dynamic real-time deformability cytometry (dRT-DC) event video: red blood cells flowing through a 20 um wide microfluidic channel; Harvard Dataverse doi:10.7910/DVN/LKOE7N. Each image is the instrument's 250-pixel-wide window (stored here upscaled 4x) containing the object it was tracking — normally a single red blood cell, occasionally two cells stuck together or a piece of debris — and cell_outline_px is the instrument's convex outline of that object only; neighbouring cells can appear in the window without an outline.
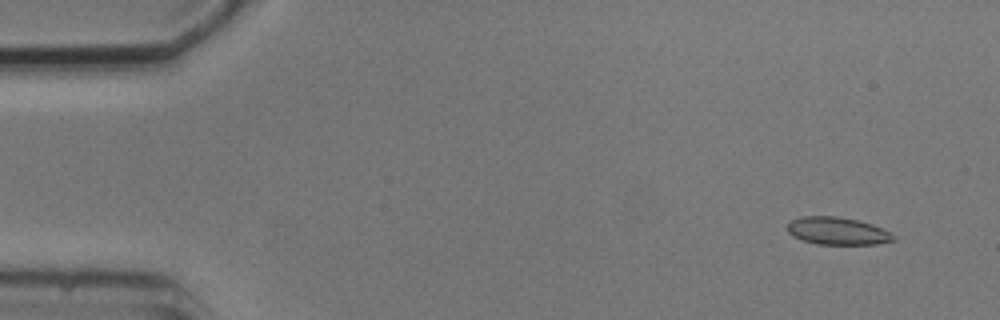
{"species": "common noctule bat (a hibernating species)", "species_latin": "Nyctalus noctula", "temperature_condition": "cold", "stored_images_in_passage": 8, "camera_frame_rate_fps": 3000, "um_per_image_px": 0.085, "animal": {"sex": "male", "body_mass_g": 20.5, "forearm_length_mm": 52.5}, "frame": {"image": 1, "passage_image": 1, "time_ms": 0.0, "image_size_px": [1000, 320], "cell_outline_px": [[896, 240], [876, 244], [816, 244], [800, 240], [792, 236], [788, 232], [788, 224], [792, 220], [800, 216], [836, 216], [856, 220], [872, 224], [896, 236]], "centroid_in_image_um": [71.15, 19.64], "position_along_channel_um": 13.8, "area_um2": 16.99}}
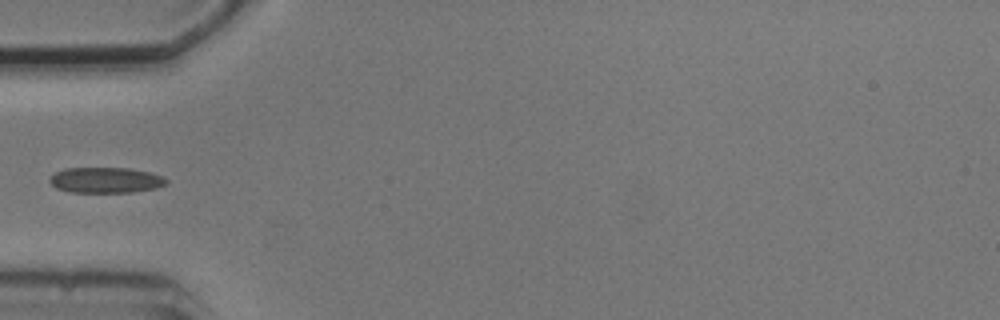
{"frame": {"image": 2, "passage_image": 5, "time_ms": 4.667, "image_size_px": [1000, 320], "cell_outline_px": [[168, 180], [164, 184], [156, 188], [132, 192], [72, 192], [56, 188], [48, 180], [56, 172], [64, 168], [128, 168], [148, 172], [164, 176]], "centroid_in_image_um": [8.98, 15.31], "position_along_channel_um": 76.0, "area_um2": 17.28}}
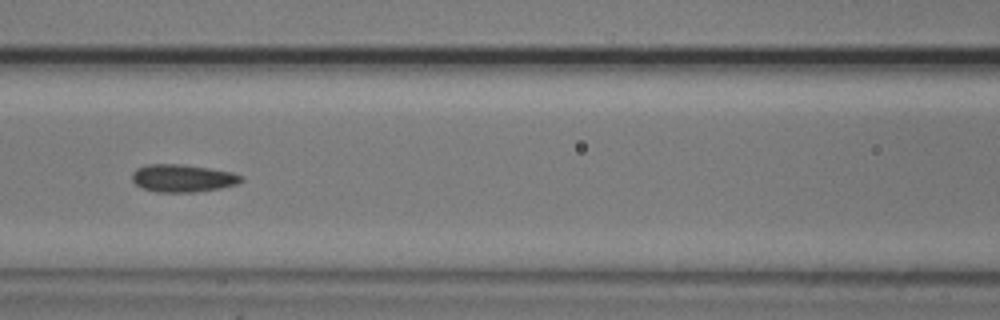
{"frame": {"image": 3, "passage_image": 7, "time_ms": 6.667, "image_size_px": [1000, 320], "cell_outline_px": [[244, 180], [236, 184], [220, 188], [192, 192], [156, 192], [144, 188], [136, 184], [132, 180], [132, 172], [136, 168], [148, 164], [180, 164], [208, 168], [232, 172], [244, 176]], "centroid_in_image_um": [15.53, 15.14], "position_along_channel_um": 151.1, "area_um2": 17.51}}